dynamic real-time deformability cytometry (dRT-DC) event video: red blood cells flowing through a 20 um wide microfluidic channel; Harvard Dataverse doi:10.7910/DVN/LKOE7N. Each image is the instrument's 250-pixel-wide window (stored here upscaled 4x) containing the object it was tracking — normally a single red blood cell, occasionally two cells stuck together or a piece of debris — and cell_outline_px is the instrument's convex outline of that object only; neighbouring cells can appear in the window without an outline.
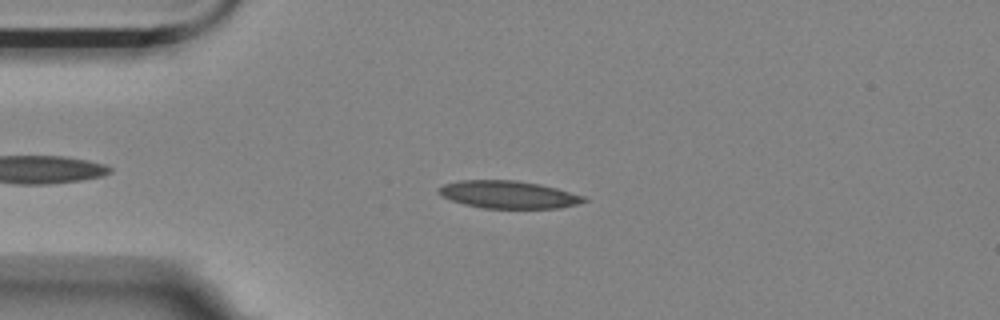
{"species": "Egyptian fruit bat (a non-hibernating species)", "species_latin": "Rousettus aegyptiacus", "temperature_condition": "room temperature", "stored_images_in_passage": 42, "camera_frame_rate_fps": 3000, "um_per_image_px": 0.085, "animal": {"sex": "female"}, "frame": {"image": 1, "passage_image": 6, "time_ms": 1.667, "image_size_px": [1000, 320], "cell_outline_px": [[588, 200], [576, 204], [560, 208], [484, 208], [464, 204], [440, 196], [436, 192], [436, 188], [444, 184], [460, 180], [516, 180], [540, 184], [556, 188], [584, 196]], "centroid_in_image_um": [43.16, 16.53], "position_along_channel_um": 41.8, "area_um2": 23.35}}
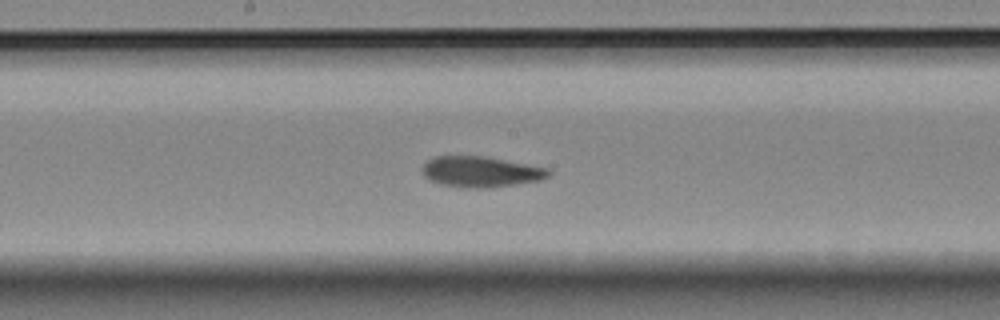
{"frame": {"image": 2, "passage_image": 22, "time_ms": 7.0, "image_size_px": [1000, 320], "cell_outline_px": [[552, 172], [548, 176], [540, 180], [484, 188], [460, 188], [440, 184], [428, 180], [424, 176], [420, 168], [428, 160], [436, 156], [484, 156], [548, 168]], "centroid_in_image_um": [40.8, 14.6], "position_along_channel_um": 207.4, "area_um2": 22.6}}
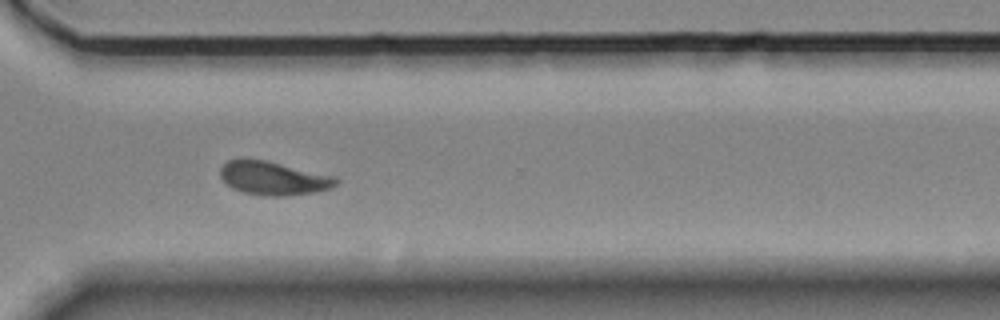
{"frame": {"image": 3, "passage_image": 34, "time_ms": 11.0, "image_size_px": [1000, 320], "cell_outline_px": [[340, 180], [332, 188], [316, 192], [280, 196], [264, 196], [244, 192], [232, 188], [220, 176], [220, 168], [228, 160], [264, 160], [336, 176]], "centroid_in_image_um": [23.28, 15.16], "position_along_channel_um": 347.3, "area_um2": 22.37}, "authors_computed_cell_mechanics": {"area_um2": 22.5998, "velocity_mm_per_s": 3.5145, "shape_relaxation_time_tau1_ms": null, "shape_relaxation_time_tau2_ms": 2.6643, "deformation_change_tau1": null, "deformation_change_tau2": 0.069}}